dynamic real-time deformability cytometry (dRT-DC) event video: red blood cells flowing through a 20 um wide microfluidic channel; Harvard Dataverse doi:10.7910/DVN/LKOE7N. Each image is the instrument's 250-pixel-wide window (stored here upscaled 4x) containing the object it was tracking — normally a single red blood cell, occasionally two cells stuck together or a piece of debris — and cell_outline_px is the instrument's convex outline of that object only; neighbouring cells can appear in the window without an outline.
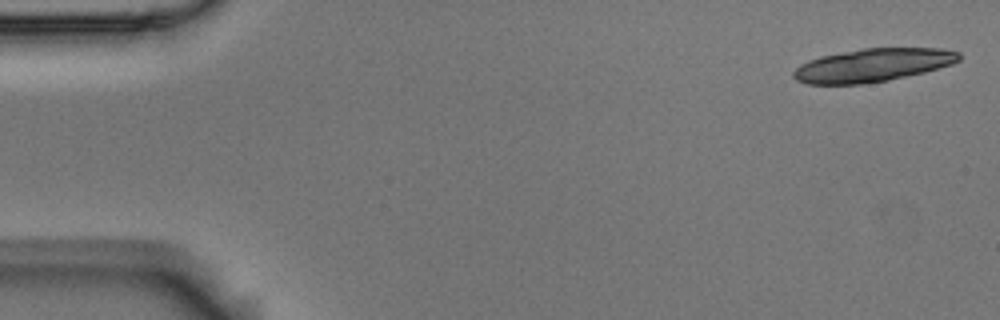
{"species": "Egyptian fruit bat (a non-hibernating species)", "species_latin": "Rousettus aegyptiacus", "temperature_condition": "room temperature", "stored_images_in_passage": 6, "camera_frame_rate_fps": 3000, "um_per_image_px": 0.085, "animal": {"sex": "male"}, "frame": {"image": 1, "passage_image": 1, "time_ms": 0.0, "image_size_px": [1000, 320], "cell_outline_px": [[960, 60], [952, 64], [924, 72], [888, 80], [860, 84], [804, 84], [796, 80], [792, 76], [792, 72], [800, 64], [808, 60], [820, 56], [864, 48], [940, 48], [960, 52]], "centroid_in_image_um": [74.15, 5.54], "position_along_channel_um": 10.9, "area_um2": 32.02}}